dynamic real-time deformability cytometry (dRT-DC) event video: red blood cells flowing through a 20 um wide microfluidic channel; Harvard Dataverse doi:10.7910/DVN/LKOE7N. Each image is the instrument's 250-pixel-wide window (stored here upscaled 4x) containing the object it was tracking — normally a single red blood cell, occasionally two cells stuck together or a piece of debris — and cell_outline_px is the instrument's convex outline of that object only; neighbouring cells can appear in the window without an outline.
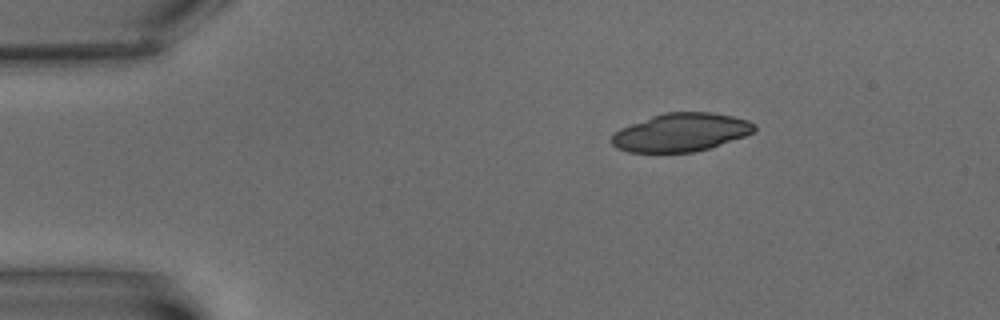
{"species": "common noctule bat (a hibernating species)", "species_latin": "Nyctalus noctula", "temperature_condition": "warm", "stored_images_in_passage": 6, "camera_frame_rate_fps": 3000, "um_per_image_px": 0.085, "animal": {"sex": "male", "body_mass_g": 15.6}, "frame": {"image": 1, "passage_image": 1, "time_ms": 0.0, "image_size_px": [1000, 320], "cell_outline_px": [[756, 128], [752, 132], [744, 136], [708, 148], [692, 152], [628, 152], [616, 148], [612, 144], [612, 136], [620, 128], [652, 116], [664, 112], [712, 112], [732, 116], [748, 120], [756, 124]], "centroid_in_image_um": [57.87, 11.24], "position_along_channel_um": 27.1, "area_um2": 31.56}}